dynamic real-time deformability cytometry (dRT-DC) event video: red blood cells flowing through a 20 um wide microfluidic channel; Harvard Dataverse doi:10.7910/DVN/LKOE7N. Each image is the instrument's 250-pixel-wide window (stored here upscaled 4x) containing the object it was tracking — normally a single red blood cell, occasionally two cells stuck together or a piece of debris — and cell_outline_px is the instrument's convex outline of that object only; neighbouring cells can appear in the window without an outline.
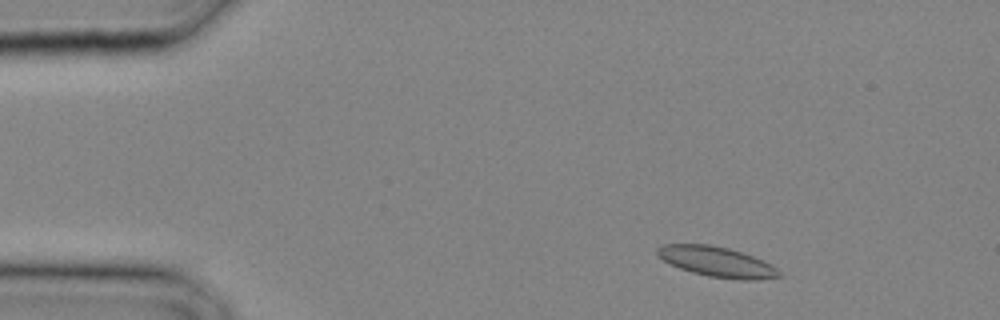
{"species": "common noctule bat (a hibernating species)", "species_latin": "Nyctalus noctula", "temperature_condition": "cold", "stored_images_in_passage": 7, "camera_frame_rate_fps": 3000, "um_per_image_px": 0.085, "animal": {"sex": "male", "body_mass_g": 20.4}, "frame": {"image": 1, "passage_image": 3, "time_ms": 0.667, "image_size_px": [1000, 320], "cell_outline_px": [[784, 276], [752, 280], [740, 280], [708, 276], [692, 272], [680, 268], [664, 260], [656, 252], [656, 248], [664, 244], [708, 244], [728, 248], [764, 260], [772, 264]], "centroid_in_image_um": [60.97, 22.25], "position_along_channel_um": 24.0, "area_um2": 21.27}}